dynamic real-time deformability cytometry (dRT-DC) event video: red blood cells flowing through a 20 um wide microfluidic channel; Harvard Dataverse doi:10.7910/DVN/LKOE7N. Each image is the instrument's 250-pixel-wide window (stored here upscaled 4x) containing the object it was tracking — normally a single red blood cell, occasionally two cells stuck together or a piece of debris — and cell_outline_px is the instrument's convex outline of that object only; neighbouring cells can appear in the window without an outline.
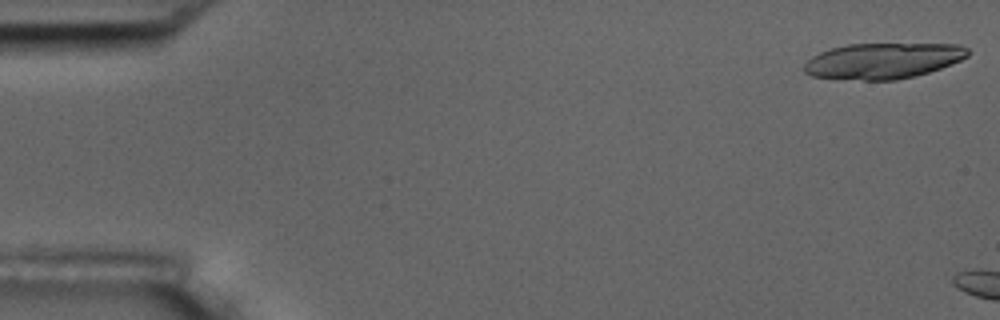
{"species": "common noctule bat (a hibernating species)", "species_latin": "Nyctalus noctula", "temperature_condition": "room temperature", "stored_images_in_passage": 3, "camera_frame_rate_fps": 3000, "um_per_image_px": 0.085, "animal": {"sex": "male", "body_mass_g": 17.5, "forearm_length_mm": 52.3}, "frame": {"image": 1, "passage_image": 1, "time_ms": 0.0, "image_size_px": [1000, 320], "cell_outline_px": [[968, 56], [952, 64], [916, 76], [896, 80], [864, 80], [812, 76], [804, 72], [804, 64], [812, 56], [820, 52], [832, 48], [848, 44], [960, 44], [968, 48]], "centroid_in_image_um": [75.07, 5.16], "position_along_channel_um": 9.9, "area_um2": 33.99}}